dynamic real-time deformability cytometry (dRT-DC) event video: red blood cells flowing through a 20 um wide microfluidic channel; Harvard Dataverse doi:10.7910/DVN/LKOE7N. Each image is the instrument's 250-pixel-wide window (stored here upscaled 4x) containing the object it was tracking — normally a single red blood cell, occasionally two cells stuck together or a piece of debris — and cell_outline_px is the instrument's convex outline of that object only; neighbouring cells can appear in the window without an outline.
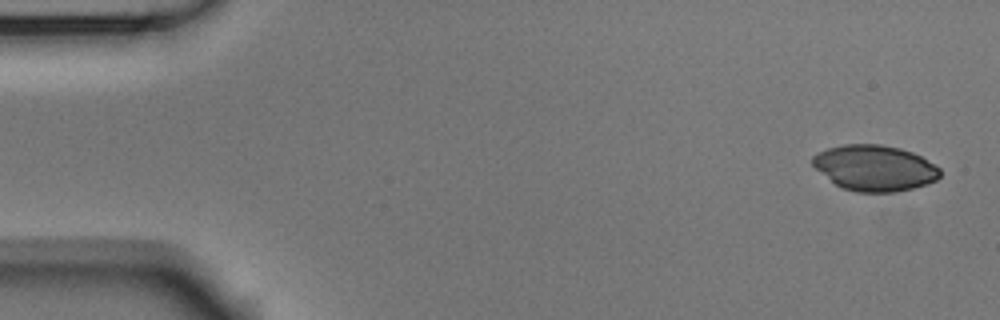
{"species": "Egyptian fruit bat (a non-hibernating species)", "species_latin": "Rousettus aegyptiacus", "temperature_condition": "room temperature", "stored_images_in_passage": 4, "camera_frame_rate_fps": 3000, "um_per_image_px": 0.085, "animal": {"sex": "male"}, "frame": {"image": 1, "passage_image": 1, "time_ms": 0.0, "image_size_px": [1000, 320], "cell_outline_px": [[940, 176], [936, 180], [912, 188], [896, 192], [856, 192], [844, 188], [836, 184], [816, 168], [812, 164], [812, 156], [828, 148], [844, 144], [880, 144], [900, 148], [912, 152], [920, 156], [940, 168]], "centroid_in_image_um": [74.35, 14.27], "position_along_channel_um": 10.6, "area_um2": 33.64}}